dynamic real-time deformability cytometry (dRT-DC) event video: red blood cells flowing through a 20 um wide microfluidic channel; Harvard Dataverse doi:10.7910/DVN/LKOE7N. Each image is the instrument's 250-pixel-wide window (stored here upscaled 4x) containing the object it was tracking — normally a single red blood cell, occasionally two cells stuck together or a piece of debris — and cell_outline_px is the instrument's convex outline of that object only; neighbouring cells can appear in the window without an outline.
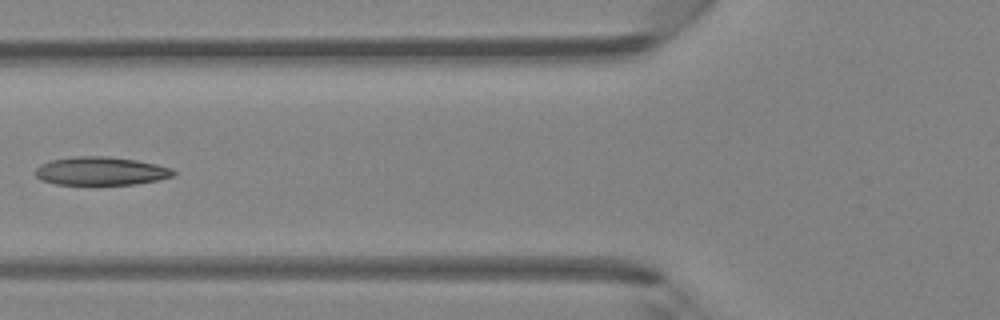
{"species": "Egyptian fruit bat (a non-hibernating species)", "species_latin": "Rousettus aegyptiacus", "temperature_condition": "room temperature", "stored_images_in_passage": 5, "camera_frame_rate_fps": 3000, "um_per_image_px": 0.085, "animal": {"sex": "female"}, "frame": {"image": 1, "passage_image": 5, "time_ms": 5.667, "image_size_px": [1000, 320], "cell_outline_px": [[176, 172], [172, 176], [156, 180], [136, 184], [56, 184], [40, 180], [36, 176], [36, 168], [40, 164], [52, 160], [76, 156], [108, 156], [136, 160], [156, 164], [172, 168]], "centroid_in_image_um": [8.56, 14.53], "position_along_channel_um": 117.2, "area_um2": 22.66}}